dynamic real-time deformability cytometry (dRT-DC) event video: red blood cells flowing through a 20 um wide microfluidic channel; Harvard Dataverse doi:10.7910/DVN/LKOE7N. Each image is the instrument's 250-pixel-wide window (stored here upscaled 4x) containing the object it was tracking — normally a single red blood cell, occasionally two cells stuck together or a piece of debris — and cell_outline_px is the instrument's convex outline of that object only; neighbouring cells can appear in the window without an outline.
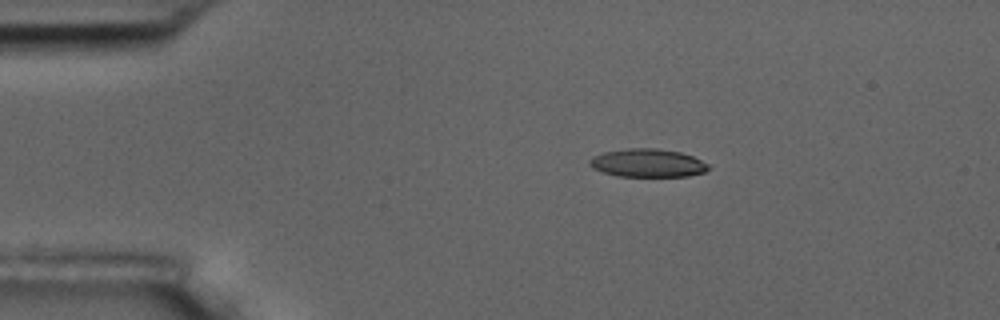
{"species": "common noctule bat (a hibernating species)", "species_latin": "Nyctalus noctula", "temperature_condition": "room temperature", "stored_images_in_passage": 10, "camera_frame_rate_fps": 3000, "um_per_image_px": 0.085, "animal": {"sex": "male", "body_mass_g": 17.5, "forearm_length_mm": 52.3}, "frame": {"image": 1, "passage_image": 2, "time_ms": 1.0, "image_size_px": [1000, 320], "cell_outline_px": [[712, 168], [704, 172], [688, 176], [616, 176], [592, 168], [588, 164], [588, 160], [592, 156], [604, 152], [628, 148], [656, 148], [680, 152], [692, 156], [708, 164]], "centroid_in_image_um": [55.03, 13.85], "position_along_channel_um": 30.0, "area_um2": 19.59}}
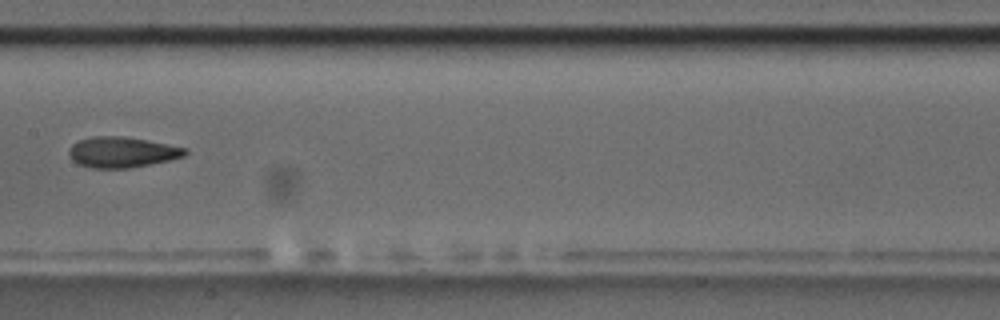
{"frame": {"image": 2, "passage_image": 7, "time_ms": 7.0, "image_size_px": [1000, 320], "cell_outline_px": [[188, 152], [184, 156], [168, 160], [128, 168], [92, 168], [80, 164], [72, 160], [68, 152], [72, 144], [80, 140], [92, 136], [124, 136], [188, 148]], "centroid_in_image_um": [10.36, 12.93], "position_along_channel_um": 197.0, "area_um2": 20.52}}
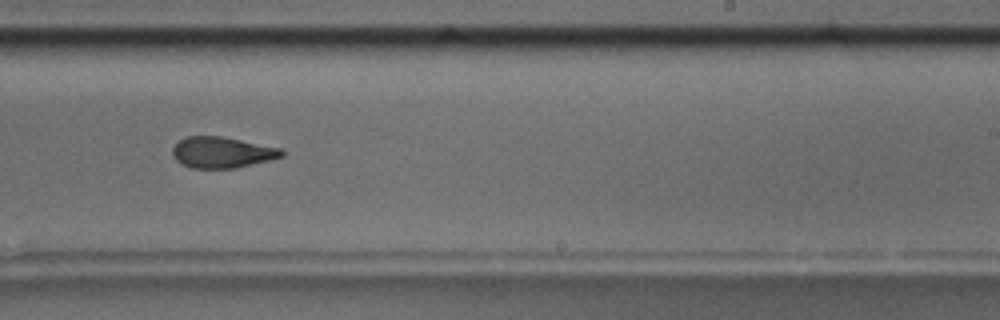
{"frame": {"image": 3, "passage_image": 9, "time_ms": 9.0, "image_size_px": [1000, 320], "cell_outline_px": [[284, 156], [236, 168], [192, 168], [180, 164], [172, 156], [172, 148], [180, 140], [188, 136], [224, 136], [280, 148], [284, 152]], "centroid_in_image_um": [18.84, 12.95], "position_along_channel_um": 270.2, "area_um2": 19.77}}